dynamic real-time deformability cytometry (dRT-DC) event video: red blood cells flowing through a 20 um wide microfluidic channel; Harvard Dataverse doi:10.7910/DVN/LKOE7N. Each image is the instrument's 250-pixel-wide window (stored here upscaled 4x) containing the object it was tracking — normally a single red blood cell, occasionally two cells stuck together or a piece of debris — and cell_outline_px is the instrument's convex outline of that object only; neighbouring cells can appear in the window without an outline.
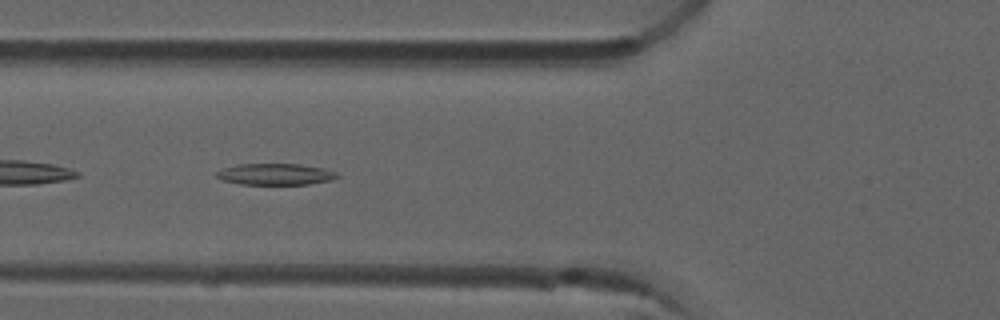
{"species": "common noctule bat (a hibernating species)", "species_latin": "Nyctalus noctula", "temperature_condition": "room temperature", "stored_images_in_passage": 40, "camera_frame_rate_fps": 3000, "um_per_image_px": 0.085, "animal": {"sex": "male", "forearm_length_mm": 52.5}, "frame": {"image": 1, "passage_image": 7, "time_ms": 2.0, "image_size_px": [1000, 320], "cell_outline_px": [[340, 176], [332, 180], [308, 184], [240, 184], [224, 180], [216, 176], [216, 172], [224, 168], [236, 164], [300, 164], [324, 168], [336, 172]], "centroid_in_image_um": [23.44, 14.8], "position_along_channel_um": 102.4, "area_um2": 14.97}}
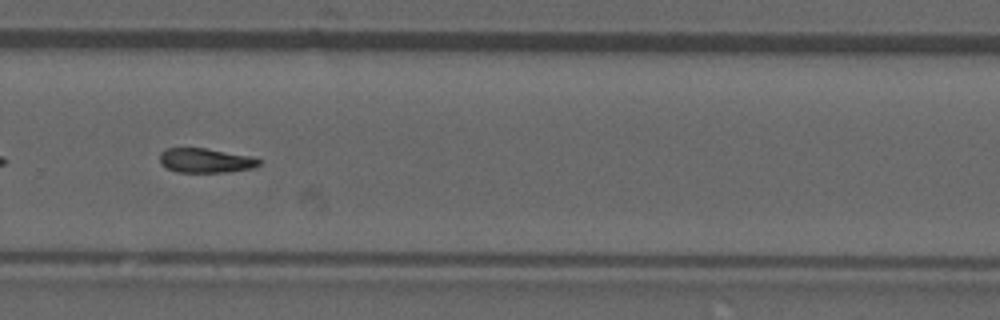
{"frame": {"image": 2, "passage_image": 23, "time_ms": 7.333, "image_size_px": [1000, 320], "cell_outline_px": [[264, 160], [260, 164], [252, 168], [224, 172], [176, 172], [160, 164], [160, 152], [168, 148], [204, 148], [248, 156]], "centroid_in_image_um": [17.45, 13.64], "position_along_channel_um": 312.3, "area_um2": 13.99}}